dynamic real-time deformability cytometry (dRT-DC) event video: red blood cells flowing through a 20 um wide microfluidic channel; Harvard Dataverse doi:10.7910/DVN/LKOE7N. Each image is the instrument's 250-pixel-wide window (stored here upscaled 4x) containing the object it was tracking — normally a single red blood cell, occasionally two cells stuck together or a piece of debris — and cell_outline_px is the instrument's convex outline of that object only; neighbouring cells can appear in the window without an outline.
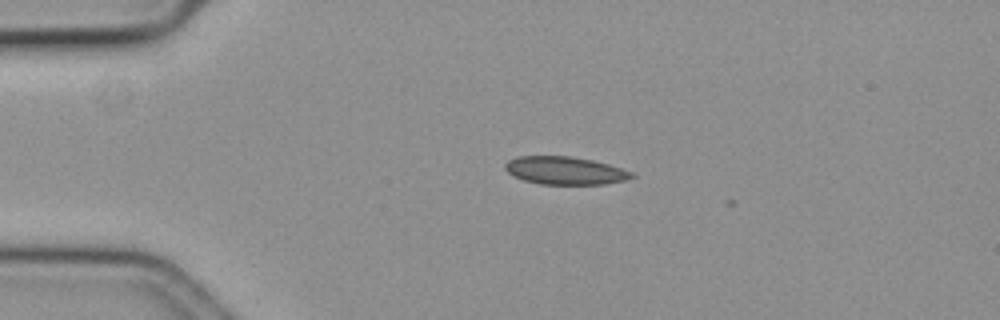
{"species": "common noctule bat (a hibernating species)", "species_latin": "Nyctalus noctula", "temperature_condition": "cold", "stored_images_in_passage": 3, "camera_frame_rate_fps": 3000, "um_per_image_px": 0.085, "animal": {"sex": "female", "body_mass_g": 19.3, "forearm_length_mm": 54.1}, "frame": {"image": 1, "passage_image": 1, "time_ms": 0.0, "image_size_px": [1000, 320], "cell_outline_px": [[636, 176], [628, 180], [604, 184], [540, 184], [524, 180], [512, 176], [504, 168], [504, 164], [508, 160], [520, 156], [572, 156], [592, 160], [608, 164], [632, 172]], "centroid_in_image_um": [48.02, 14.5], "position_along_channel_um": 37.0, "area_um2": 20.63}}